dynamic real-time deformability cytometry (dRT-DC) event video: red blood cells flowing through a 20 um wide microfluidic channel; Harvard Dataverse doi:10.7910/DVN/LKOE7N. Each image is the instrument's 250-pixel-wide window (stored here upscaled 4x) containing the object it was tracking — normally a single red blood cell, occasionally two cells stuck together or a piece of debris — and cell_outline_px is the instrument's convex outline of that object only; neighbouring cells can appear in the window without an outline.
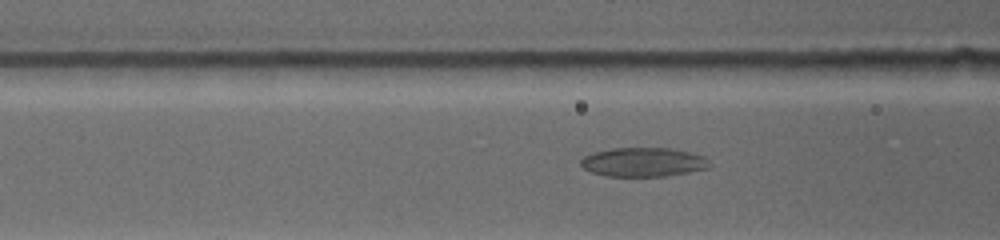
{"species": "common noctule bat (a hibernating species)", "species_latin": "Nyctalus noctula", "temperature_condition": "warm", "stored_images_in_passage": 82, "camera_frame_rate_fps": 4500, "um_per_image_px": 0.085, "animal": {"sex": "female", "body_mass_g": 19.0, "forearm_length_mm": 53.3}, "frame": {"image": 1, "passage_image": 13, "time_ms": 1.333, "image_size_px": [1000, 240], "cell_outline_px": [[704, 168], [688, 172], [664, 176], [604, 176], [592, 172], [584, 168], [580, 164], [580, 160], [584, 156], [596, 152], [616, 148], [664, 148], [684, 152], [700, 156]], "centroid_in_image_um": [54.48, 13.79], "position_along_channel_um": 112.1, "area_um2": 20.75}}
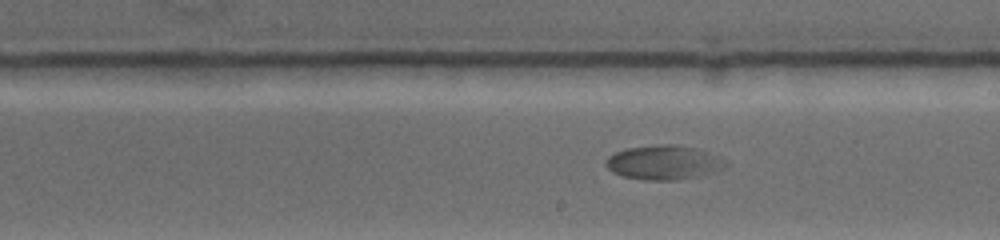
{"frame": {"image": 2, "passage_image": 42, "time_ms": 4.667, "image_size_px": [1000, 240], "cell_outline_px": [[720, 168], [716, 172], [704, 176], [680, 180], [644, 180], [620, 176], [612, 172], [608, 168], [608, 156], [616, 152], [632, 148], [680, 148]], "centroid_in_image_um": [56.02, 13.97], "position_along_channel_um": 233.0, "area_um2": 20.29}}
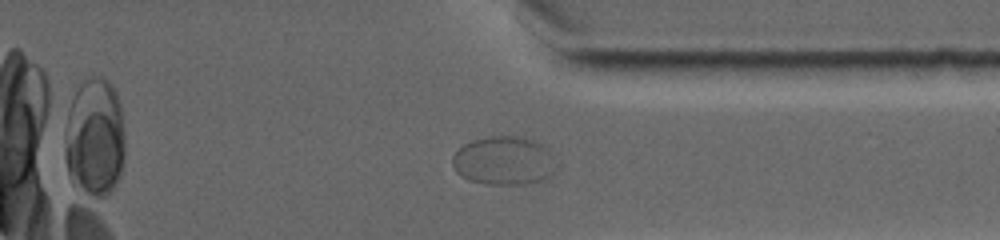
{"frame": {"image": 3, "passage_image": 62, "time_ms": 8.444, "image_size_px": [1000, 240], "cell_outline_px": [[560, 164], [556, 172], [552, 176], [544, 180], [528, 184], [484, 184], [468, 180], [460, 176], [456, 172], [452, 164], [452, 156], [464, 144], [472, 140], [492, 136], [512, 136], [532, 140], [540, 144]], "centroid_in_image_um": [42.85, 13.7], "position_along_channel_um": 368.5, "area_um2": 29.71}}